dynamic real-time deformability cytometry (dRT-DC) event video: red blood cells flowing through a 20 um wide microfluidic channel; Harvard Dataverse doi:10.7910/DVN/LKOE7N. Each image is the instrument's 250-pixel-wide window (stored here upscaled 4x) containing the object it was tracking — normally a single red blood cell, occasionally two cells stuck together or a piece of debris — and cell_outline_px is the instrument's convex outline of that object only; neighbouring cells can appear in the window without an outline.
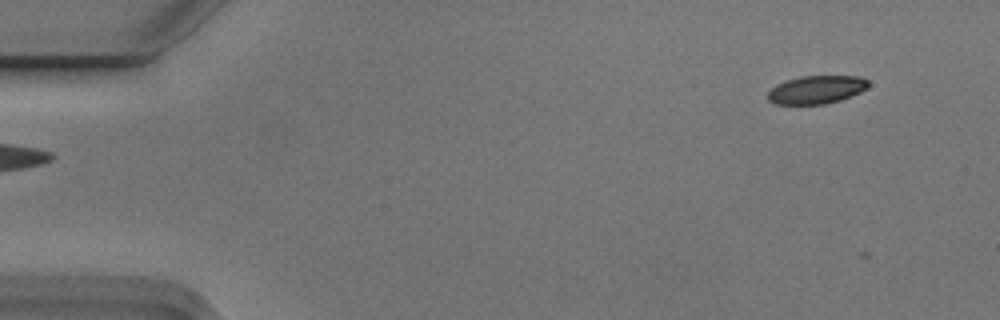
{"species": "Egyptian fruit bat (a non-hibernating species)", "species_latin": "Rousettus aegyptiacus", "temperature_condition": "cold", "stored_images_in_passage": 5, "camera_frame_rate_fps": 3000, "um_per_image_px": 0.085, "animal": {"sex": "male"}, "frame": {"image": 1, "passage_image": 1, "time_ms": 0.0, "image_size_px": [1000, 320], "cell_outline_px": [[868, 88], [860, 92], [840, 100], [824, 104], [776, 104], [768, 100], [768, 92], [776, 84], [784, 80], [800, 76], [860, 76], [868, 80]], "centroid_in_image_um": [69.39, 7.61], "position_along_channel_um": 15.6, "area_um2": 16.53}}